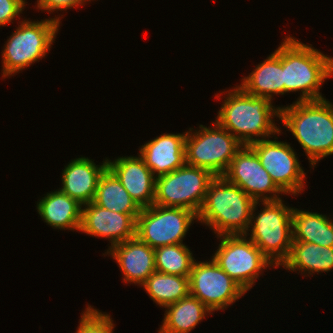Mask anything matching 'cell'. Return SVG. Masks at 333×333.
Returning <instances> with one entry per match:
<instances>
[{"label": "cell", "instance_id": "cell-1", "mask_svg": "<svg viewBox=\"0 0 333 333\" xmlns=\"http://www.w3.org/2000/svg\"><path fill=\"white\" fill-rule=\"evenodd\" d=\"M227 92L215 121L243 145L281 133L272 119L279 118L280 108L273 106L268 98L248 94L238 85Z\"/></svg>", "mask_w": 333, "mask_h": 333}, {"label": "cell", "instance_id": "cell-2", "mask_svg": "<svg viewBox=\"0 0 333 333\" xmlns=\"http://www.w3.org/2000/svg\"><path fill=\"white\" fill-rule=\"evenodd\" d=\"M279 120L297 139L311 167L333 154V104L324 99L280 107Z\"/></svg>", "mask_w": 333, "mask_h": 333}, {"label": "cell", "instance_id": "cell-3", "mask_svg": "<svg viewBox=\"0 0 333 333\" xmlns=\"http://www.w3.org/2000/svg\"><path fill=\"white\" fill-rule=\"evenodd\" d=\"M255 201L241 188L216 176L210 183L197 221L222 235H245Z\"/></svg>", "mask_w": 333, "mask_h": 333}, {"label": "cell", "instance_id": "cell-4", "mask_svg": "<svg viewBox=\"0 0 333 333\" xmlns=\"http://www.w3.org/2000/svg\"><path fill=\"white\" fill-rule=\"evenodd\" d=\"M333 76V58L287 36L283 41L284 94L301 91L297 101L324 99L320 91L327 78Z\"/></svg>", "mask_w": 333, "mask_h": 333}, {"label": "cell", "instance_id": "cell-5", "mask_svg": "<svg viewBox=\"0 0 333 333\" xmlns=\"http://www.w3.org/2000/svg\"><path fill=\"white\" fill-rule=\"evenodd\" d=\"M258 204L259 201L253 205L247 232L251 231L250 240L277 268L291 252L293 208L284 205L281 199L263 201L264 208L257 215L255 210Z\"/></svg>", "mask_w": 333, "mask_h": 333}, {"label": "cell", "instance_id": "cell-6", "mask_svg": "<svg viewBox=\"0 0 333 333\" xmlns=\"http://www.w3.org/2000/svg\"><path fill=\"white\" fill-rule=\"evenodd\" d=\"M59 18L20 22L2 51L4 79L45 57L58 33L61 20Z\"/></svg>", "mask_w": 333, "mask_h": 333}, {"label": "cell", "instance_id": "cell-7", "mask_svg": "<svg viewBox=\"0 0 333 333\" xmlns=\"http://www.w3.org/2000/svg\"><path fill=\"white\" fill-rule=\"evenodd\" d=\"M212 125L211 128L200 125L194 133L193 128L187 131L186 164L222 176L243 144L216 121Z\"/></svg>", "mask_w": 333, "mask_h": 333}, {"label": "cell", "instance_id": "cell-8", "mask_svg": "<svg viewBox=\"0 0 333 333\" xmlns=\"http://www.w3.org/2000/svg\"><path fill=\"white\" fill-rule=\"evenodd\" d=\"M216 176L206 169L185 164L156 178L155 205L200 212L211 181Z\"/></svg>", "mask_w": 333, "mask_h": 333}, {"label": "cell", "instance_id": "cell-9", "mask_svg": "<svg viewBox=\"0 0 333 333\" xmlns=\"http://www.w3.org/2000/svg\"><path fill=\"white\" fill-rule=\"evenodd\" d=\"M213 260L246 292L267 267L274 264L245 235H222ZM270 265V266H269Z\"/></svg>", "mask_w": 333, "mask_h": 333}, {"label": "cell", "instance_id": "cell-10", "mask_svg": "<svg viewBox=\"0 0 333 333\" xmlns=\"http://www.w3.org/2000/svg\"><path fill=\"white\" fill-rule=\"evenodd\" d=\"M198 215L184 208L151 205L137 217L136 236L153 249L183 243L189 226Z\"/></svg>", "mask_w": 333, "mask_h": 333}, {"label": "cell", "instance_id": "cell-11", "mask_svg": "<svg viewBox=\"0 0 333 333\" xmlns=\"http://www.w3.org/2000/svg\"><path fill=\"white\" fill-rule=\"evenodd\" d=\"M246 291L213 260L194 261L189 275V294L212 312L224 310Z\"/></svg>", "mask_w": 333, "mask_h": 333}, {"label": "cell", "instance_id": "cell-12", "mask_svg": "<svg viewBox=\"0 0 333 333\" xmlns=\"http://www.w3.org/2000/svg\"><path fill=\"white\" fill-rule=\"evenodd\" d=\"M278 139H263L250 144L275 184L285 193L299 195L304 188L305 172L290 144Z\"/></svg>", "mask_w": 333, "mask_h": 333}, {"label": "cell", "instance_id": "cell-13", "mask_svg": "<svg viewBox=\"0 0 333 333\" xmlns=\"http://www.w3.org/2000/svg\"><path fill=\"white\" fill-rule=\"evenodd\" d=\"M222 176L241 188L255 202L279 200V195L285 194L272 180L249 145H243L236 153ZM266 193H269V196Z\"/></svg>", "mask_w": 333, "mask_h": 333}, {"label": "cell", "instance_id": "cell-14", "mask_svg": "<svg viewBox=\"0 0 333 333\" xmlns=\"http://www.w3.org/2000/svg\"><path fill=\"white\" fill-rule=\"evenodd\" d=\"M81 232L110 239L112 247L136 236L137 216L104 209L93 201L82 205Z\"/></svg>", "mask_w": 333, "mask_h": 333}, {"label": "cell", "instance_id": "cell-15", "mask_svg": "<svg viewBox=\"0 0 333 333\" xmlns=\"http://www.w3.org/2000/svg\"><path fill=\"white\" fill-rule=\"evenodd\" d=\"M107 168L117 177L141 209L153 205L156 177L140 155L118 157L113 162L107 159Z\"/></svg>", "mask_w": 333, "mask_h": 333}, {"label": "cell", "instance_id": "cell-16", "mask_svg": "<svg viewBox=\"0 0 333 333\" xmlns=\"http://www.w3.org/2000/svg\"><path fill=\"white\" fill-rule=\"evenodd\" d=\"M106 254L118 263L125 283L141 286L156 271L154 249L137 236L110 247Z\"/></svg>", "mask_w": 333, "mask_h": 333}, {"label": "cell", "instance_id": "cell-17", "mask_svg": "<svg viewBox=\"0 0 333 333\" xmlns=\"http://www.w3.org/2000/svg\"><path fill=\"white\" fill-rule=\"evenodd\" d=\"M186 136L187 132L165 133L140 147L139 155L156 178L169 174L186 164Z\"/></svg>", "mask_w": 333, "mask_h": 333}, {"label": "cell", "instance_id": "cell-18", "mask_svg": "<svg viewBox=\"0 0 333 333\" xmlns=\"http://www.w3.org/2000/svg\"><path fill=\"white\" fill-rule=\"evenodd\" d=\"M106 169L107 158L102 165H96L88 157L76 158L65 166L59 190L81 205L91 203L96 195L98 181Z\"/></svg>", "mask_w": 333, "mask_h": 333}, {"label": "cell", "instance_id": "cell-19", "mask_svg": "<svg viewBox=\"0 0 333 333\" xmlns=\"http://www.w3.org/2000/svg\"><path fill=\"white\" fill-rule=\"evenodd\" d=\"M239 85L246 93L273 100V94L284 95L283 42L265 61L258 64Z\"/></svg>", "mask_w": 333, "mask_h": 333}, {"label": "cell", "instance_id": "cell-20", "mask_svg": "<svg viewBox=\"0 0 333 333\" xmlns=\"http://www.w3.org/2000/svg\"><path fill=\"white\" fill-rule=\"evenodd\" d=\"M37 212L54 229L80 230L82 205L59 189L37 202Z\"/></svg>", "mask_w": 333, "mask_h": 333}, {"label": "cell", "instance_id": "cell-21", "mask_svg": "<svg viewBox=\"0 0 333 333\" xmlns=\"http://www.w3.org/2000/svg\"><path fill=\"white\" fill-rule=\"evenodd\" d=\"M164 308L167 309L158 333H189L205 318L207 313H212L191 294Z\"/></svg>", "mask_w": 333, "mask_h": 333}, {"label": "cell", "instance_id": "cell-22", "mask_svg": "<svg viewBox=\"0 0 333 333\" xmlns=\"http://www.w3.org/2000/svg\"><path fill=\"white\" fill-rule=\"evenodd\" d=\"M282 266L294 272L299 270L304 275L305 273L312 275L315 272H328L333 269V247L292 241L290 255Z\"/></svg>", "mask_w": 333, "mask_h": 333}, {"label": "cell", "instance_id": "cell-23", "mask_svg": "<svg viewBox=\"0 0 333 333\" xmlns=\"http://www.w3.org/2000/svg\"><path fill=\"white\" fill-rule=\"evenodd\" d=\"M292 232L293 241L333 247V221L326 215L293 208Z\"/></svg>", "mask_w": 333, "mask_h": 333}, {"label": "cell", "instance_id": "cell-24", "mask_svg": "<svg viewBox=\"0 0 333 333\" xmlns=\"http://www.w3.org/2000/svg\"><path fill=\"white\" fill-rule=\"evenodd\" d=\"M93 202L110 211L129 215L140 214L141 208L131 198L117 177L107 168L101 175Z\"/></svg>", "mask_w": 333, "mask_h": 333}, {"label": "cell", "instance_id": "cell-25", "mask_svg": "<svg viewBox=\"0 0 333 333\" xmlns=\"http://www.w3.org/2000/svg\"><path fill=\"white\" fill-rule=\"evenodd\" d=\"M141 286L156 304L166 307L189 294V277L155 271Z\"/></svg>", "mask_w": 333, "mask_h": 333}, {"label": "cell", "instance_id": "cell-26", "mask_svg": "<svg viewBox=\"0 0 333 333\" xmlns=\"http://www.w3.org/2000/svg\"><path fill=\"white\" fill-rule=\"evenodd\" d=\"M156 271L189 277L195 261L189 247L183 243L161 246L154 249Z\"/></svg>", "mask_w": 333, "mask_h": 333}, {"label": "cell", "instance_id": "cell-27", "mask_svg": "<svg viewBox=\"0 0 333 333\" xmlns=\"http://www.w3.org/2000/svg\"><path fill=\"white\" fill-rule=\"evenodd\" d=\"M114 324L109 314L88 305L83 311L75 333H113Z\"/></svg>", "mask_w": 333, "mask_h": 333}, {"label": "cell", "instance_id": "cell-28", "mask_svg": "<svg viewBox=\"0 0 333 333\" xmlns=\"http://www.w3.org/2000/svg\"><path fill=\"white\" fill-rule=\"evenodd\" d=\"M26 3L25 0H0V26H6L18 17Z\"/></svg>", "mask_w": 333, "mask_h": 333}, {"label": "cell", "instance_id": "cell-29", "mask_svg": "<svg viewBox=\"0 0 333 333\" xmlns=\"http://www.w3.org/2000/svg\"><path fill=\"white\" fill-rule=\"evenodd\" d=\"M88 1L91 0H37V8L41 9V11H66L67 9L75 8L81 5H84Z\"/></svg>", "mask_w": 333, "mask_h": 333}]
</instances>
